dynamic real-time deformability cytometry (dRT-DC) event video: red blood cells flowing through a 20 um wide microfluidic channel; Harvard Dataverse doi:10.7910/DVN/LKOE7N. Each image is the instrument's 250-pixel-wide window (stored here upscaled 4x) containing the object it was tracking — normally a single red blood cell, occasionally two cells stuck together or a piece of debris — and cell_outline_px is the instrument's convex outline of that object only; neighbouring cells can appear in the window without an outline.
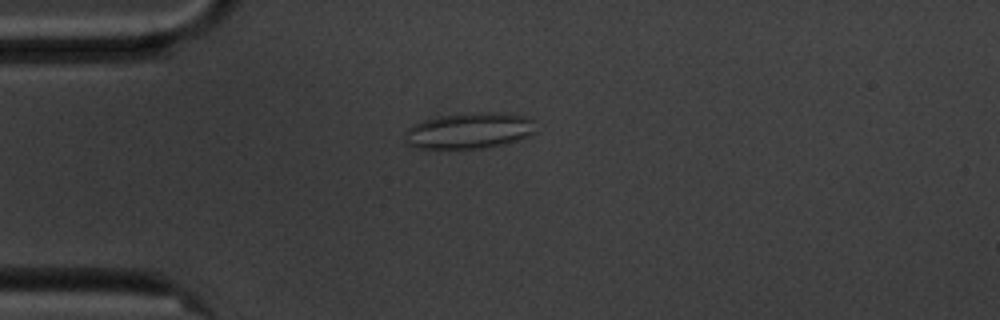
{"species": "common noctule bat (a hibernating species)", "species_latin": "Nyctalus noctula", "temperature_condition": "cold", "stored_images_in_passage": 56, "camera_frame_rate_fps": 3000, "um_per_image_px": 0.085, "animal": {"sex": "male", "body_mass_g": 20.1, "forearm_length_mm": 53.5}, "frame": {"image": 1, "passage_image": 14, "time_ms": 4.333, "image_size_px": [1000, 320], "cell_outline_px": [[536, 120], [532, 132], [528, 136], [504, 144], [480, 148], [416, 148], [408, 144], [404, 140], [404, 132], [412, 124], [424, 120], [440, 116], [472, 112], [504, 112], [528, 116]], "centroid_in_image_um": [39.88, 11.08], "position_along_channel_um": 45.1, "area_um2": 27.63}}
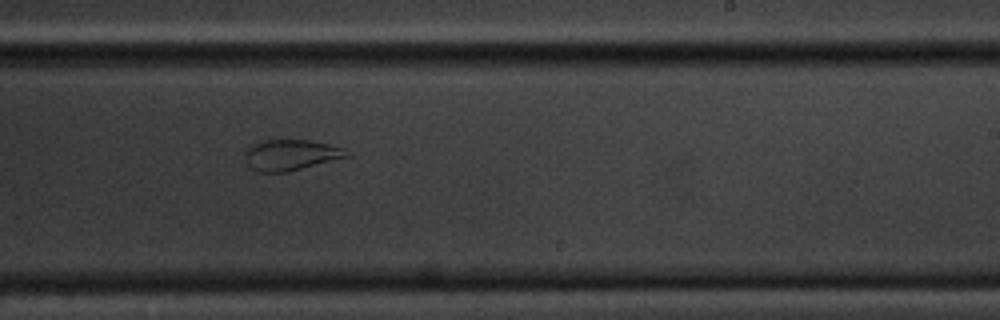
{"frame": {"image": 2, "passage_image": 34, "time_ms": 11.0, "image_size_px": [1000, 320], "cell_outline_px": [[352, 156], [288, 172], [256, 172], [244, 160], [244, 156], [248, 148], [252, 144], [264, 140], [308, 140], [328, 144], [344, 148], [352, 152]], "centroid_in_image_um": [24.76, 13.18], "position_along_channel_um": 264.2, "area_um2": 18.5}}
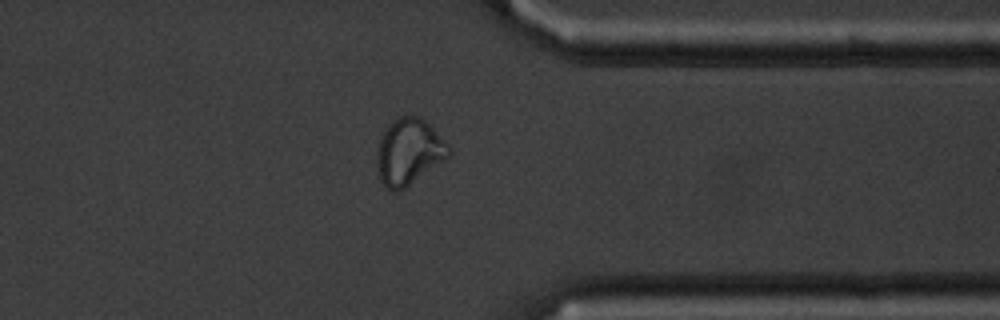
{"frame": {"image": 3, "passage_image": 44, "time_ms": 14.333, "image_size_px": [1000, 320], "cell_outline_px": [[452, 152], [448, 156], [404, 188], [396, 192], [392, 192], [380, 180], [376, 164], [376, 152], [380, 136], [384, 128], [392, 120], [400, 116], [420, 116], [452, 148]], "centroid_in_image_um": [34.7, 12.88], "position_along_channel_um": 376.7, "area_um2": 27.51}}